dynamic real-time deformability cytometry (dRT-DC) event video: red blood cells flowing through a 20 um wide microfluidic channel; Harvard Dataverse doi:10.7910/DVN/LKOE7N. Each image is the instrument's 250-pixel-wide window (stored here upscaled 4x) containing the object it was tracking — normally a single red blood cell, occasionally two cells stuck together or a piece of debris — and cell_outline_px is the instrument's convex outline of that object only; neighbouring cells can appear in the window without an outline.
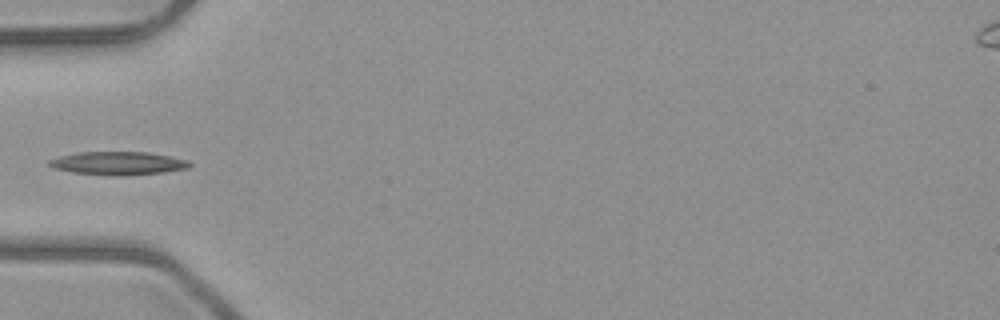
{"species": "common noctule bat (a hibernating species)", "species_latin": "Nyctalus noctula", "temperature_condition": "room temperature", "stored_images_in_passage": 5, "camera_frame_rate_fps": 3000, "um_per_image_px": 0.085, "animal": {"sex": "male", "body_mass_g": 23.1, "forearm_length_mm": 52.7}, "frame": {"image": 1, "passage_image": 5, "time_ms": 4.333, "image_size_px": [1000, 320], "cell_outline_px": [[192, 164], [188, 168], [164, 172], [124, 176], [112, 176], [72, 172], [52, 168], [48, 164], [48, 160], [60, 156], [76, 152], [148, 152], [188, 160]], "centroid_in_image_um": [10.01, 13.88], "position_along_channel_um": 75.0, "area_um2": 19.13}}